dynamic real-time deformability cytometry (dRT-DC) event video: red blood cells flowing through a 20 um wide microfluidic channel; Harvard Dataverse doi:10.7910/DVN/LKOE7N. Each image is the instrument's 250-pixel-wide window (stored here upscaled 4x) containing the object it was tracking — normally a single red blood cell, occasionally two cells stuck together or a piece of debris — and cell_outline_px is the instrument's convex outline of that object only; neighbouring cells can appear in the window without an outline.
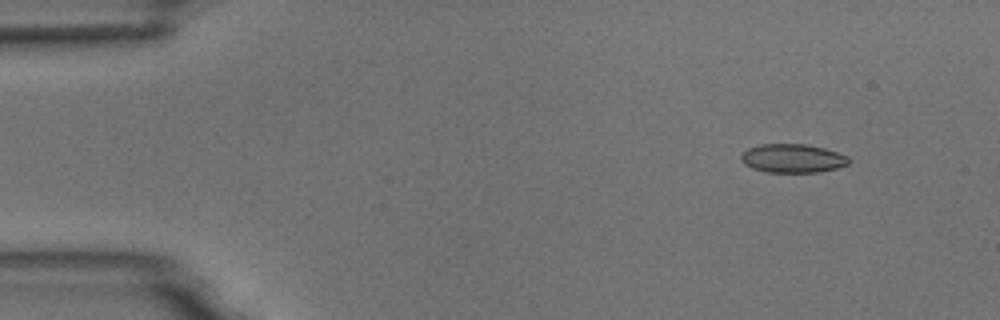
{"species": "common noctule bat (a hibernating species)", "species_latin": "Nyctalus noctula", "temperature_condition": "room temperature", "stored_images_in_passage": 4, "camera_frame_rate_fps": 3000, "um_per_image_px": 0.085, "animal": {"sex": "male", "body_mass_g": 18.8}, "frame": {"image": 1, "passage_image": 1, "time_ms": 0.0, "image_size_px": [1000, 320], "cell_outline_px": [[852, 160], [848, 164], [836, 168], [816, 172], [768, 172], [752, 168], [744, 164], [740, 160], [740, 156], [748, 148], [760, 144], [804, 144], [824, 148], [848, 156]], "centroid_in_image_um": [67.36, 13.46], "position_along_channel_um": 17.6, "area_um2": 17.98}}
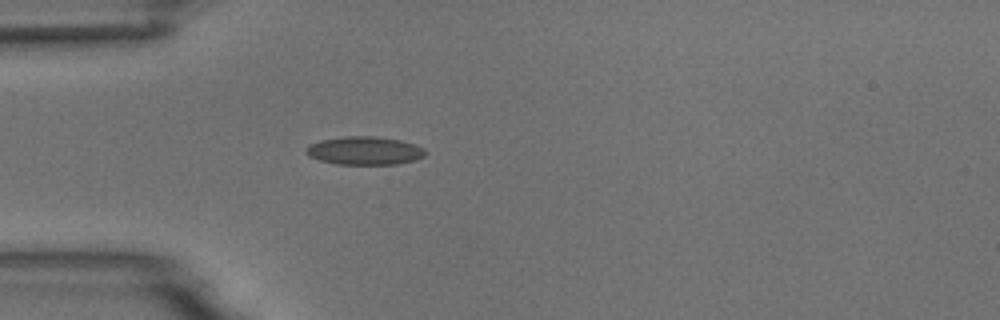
{"frame": {"image": 2, "passage_image": 4, "time_ms": 3.333, "image_size_px": [1000, 320], "cell_outline_px": [[424, 156], [416, 160], [396, 164], [336, 164], [320, 160], [308, 156], [304, 152], [304, 148], [320, 140], [344, 136], [376, 136], [400, 140], [424, 148]], "centroid_in_image_um": [30.95, 12.8], "position_along_channel_um": 54.1, "area_um2": 19.59}}